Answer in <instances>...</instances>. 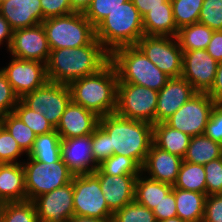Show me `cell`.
<instances>
[{
	"label": "cell",
	"instance_id": "d6986e66",
	"mask_svg": "<svg viewBox=\"0 0 222 222\" xmlns=\"http://www.w3.org/2000/svg\"><path fill=\"white\" fill-rule=\"evenodd\" d=\"M183 159L177 155L157 147L152 143L145 161L141 167V172L146 177L174 185L177 180L180 166Z\"/></svg>",
	"mask_w": 222,
	"mask_h": 222
},
{
	"label": "cell",
	"instance_id": "1f68e13d",
	"mask_svg": "<svg viewBox=\"0 0 222 222\" xmlns=\"http://www.w3.org/2000/svg\"><path fill=\"white\" fill-rule=\"evenodd\" d=\"M0 124L12 135L27 155L32 149L37 137L32 129L22 122L14 113L0 117Z\"/></svg>",
	"mask_w": 222,
	"mask_h": 222
},
{
	"label": "cell",
	"instance_id": "f5cc1de1",
	"mask_svg": "<svg viewBox=\"0 0 222 222\" xmlns=\"http://www.w3.org/2000/svg\"><path fill=\"white\" fill-rule=\"evenodd\" d=\"M74 12L84 13L92 0H69Z\"/></svg>",
	"mask_w": 222,
	"mask_h": 222
},
{
	"label": "cell",
	"instance_id": "60d3db41",
	"mask_svg": "<svg viewBox=\"0 0 222 222\" xmlns=\"http://www.w3.org/2000/svg\"><path fill=\"white\" fill-rule=\"evenodd\" d=\"M92 153L98 166L112 156L110 136L100 125L92 133Z\"/></svg>",
	"mask_w": 222,
	"mask_h": 222
},
{
	"label": "cell",
	"instance_id": "ab89813d",
	"mask_svg": "<svg viewBox=\"0 0 222 222\" xmlns=\"http://www.w3.org/2000/svg\"><path fill=\"white\" fill-rule=\"evenodd\" d=\"M198 22L214 31L222 30V0H204Z\"/></svg>",
	"mask_w": 222,
	"mask_h": 222
},
{
	"label": "cell",
	"instance_id": "b9f144b4",
	"mask_svg": "<svg viewBox=\"0 0 222 222\" xmlns=\"http://www.w3.org/2000/svg\"><path fill=\"white\" fill-rule=\"evenodd\" d=\"M206 195L222 194V160L221 158L212 160L204 164Z\"/></svg>",
	"mask_w": 222,
	"mask_h": 222
},
{
	"label": "cell",
	"instance_id": "7bdbcfd3",
	"mask_svg": "<svg viewBox=\"0 0 222 222\" xmlns=\"http://www.w3.org/2000/svg\"><path fill=\"white\" fill-rule=\"evenodd\" d=\"M19 100L5 73L0 69V117L13 113Z\"/></svg>",
	"mask_w": 222,
	"mask_h": 222
},
{
	"label": "cell",
	"instance_id": "4fadbf2b",
	"mask_svg": "<svg viewBox=\"0 0 222 222\" xmlns=\"http://www.w3.org/2000/svg\"><path fill=\"white\" fill-rule=\"evenodd\" d=\"M1 70L20 99L48 81L46 64L38 61L12 57L8 65Z\"/></svg>",
	"mask_w": 222,
	"mask_h": 222
},
{
	"label": "cell",
	"instance_id": "11a10c76",
	"mask_svg": "<svg viewBox=\"0 0 222 222\" xmlns=\"http://www.w3.org/2000/svg\"><path fill=\"white\" fill-rule=\"evenodd\" d=\"M157 222H186L184 220H181L179 217H172L166 220H162V221H157Z\"/></svg>",
	"mask_w": 222,
	"mask_h": 222
},
{
	"label": "cell",
	"instance_id": "f6af8a7d",
	"mask_svg": "<svg viewBox=\"0 0 222 222\" xmlns=\"http://www.w3.org/2000/svg\"><path fill=\"white\" fill-rule=\"evenodd\" d=\"M40 2L42 22L47 18L74 13L69 0H40Z\"/></svg>",
	"mask_w": 222,
	"mask_h": 222
},
{
	"label": "cell",
	"instance_id": "3957f363",
	"mask_svg": "<svg viewBox=\"0 0 222 222\" xmlns=\"http://www.w3.org/2000/svg\"><path fill=\"white\" fill-rule=\"evenodd\" d=\"M118 75L109 61L97 73L71 82V100L96 113L99 117L115 113Z\"/></svg>",
	"mask_w": 222,
	"mask_h": 222
},
{
	"label": "cell",
	"instance_id": "d4e9b609",
	"mask_svg": "<svg viewBox=\"0 0 222 222\" xmlns=\"http://www.w3.org/2000/svg\"><path fill=\"white\" fill-rule=\"evenodd\" d=\"M190 139L188 134L170 127L166 122L153 125V143L182 159L187 152Z\"/></svg>",
	"mask_w": 222,
	"mask_h": 222
},
{
	"label": "cell",
	"instance_id": "816d5d0a",
	"mask_svg": "<svg viewBox=\"0 0 222 222\" xmlns=\"http://www.w3.org/2000/svg\"><path fill=\"white\" fill-rule=\"evenodd\" d=\"M13 36V29L11 28L8 21L0 13V45L7 42V49H9Z\"/></svg>",
	"mask_w": 222,
	"mask_h": 222
},
{
	"label": "cell",
	"instance_id": "2e32d148",
	"mask_svg": "<svg viewBox=\"0 0 222 222\" xmlns=\"http://www.w3.org/2000/svg\"><path fill=\"white\" fill-rule=\"evenodd\" d=\"M218 62L206 50L183 51L181 77L197 92H207L213 85Z\"/></svg>",
	"mask_w": 222,
	"mask_h": 222
},
{
	"label": "cell",
	"instance_id": "db71d44e",
	"mask_svg": "<svg viewBox=\"0 0 222 222\" xmlns=\"http://www.w3.org/2000/svg\"><path fill=\"white\" fill-rule=\"evenodd\" d=\"M68 222H104L98 218L74 215Z\"/></svg>",
	"mask_w": 222,
	"mask_h": 222
},
{
	"label": "cell",
	"instance_id": "c3c4849f",
	"mask_svg": "<svg viewBox=\"0 0 222 222\" xmlns=\"http://www.w3.org/2000/svg\"><path fill=\"white\" fill-rule=\"evenodd\" d=\"M206 51L217 61L222 62V30L213 31Z\"/></svg>",
	"mask_w": 222,
	"mask_h": 222
},
{
	"label": "cell",
	"instance_id": "30bf717a",
	"mask_svg": "<svg viewBox=\"0 0 222 222\" xmlns=\"http://www.w3.org/2000/svg\"><path fill=\"white\" fill-rule=\"evenodd\" d=\"M136 46L170 78L181 77L183 51L177 37L143 35Z\"/></svg>",
	"mask_w": 222,
	"mask_h": 222
},
{
	"label": "cell",
	"instance_id": "e0dca14e",
	"mask_svg": "<svg viewBox=\"0 0 222 222\" xmlns=\"http://www.w3.org/2000/svg\"><path fill=\"white\" fill-rule=\"evenodd\" d=\"M61 159L74 176L93 173L98 165L92 153V134L61 139Z\"/></svg>",
	"mask_w": 222,
	"mask_h": 222
},
{
	"label": "cell",
	"instance_id": "d6a6232c",
	"mask_svg": "<svg viewBox=\"0 0 222 222\" xmlns=\"http://www.w3.org/2000/svg\"><path fill=\"white\" fill-rule=\"evenodd\" d=\"M93 173L120 176L140 175L142 172L141 166L134 159L113 154L102 162Z\"/></svg>",
	"mask_w": 222,
	"mask_h": 222
},
{
	"label": "cell",
	"instance_id": "f1b7e54d",
	"mask_svg": "<svg viewBox=\"0 0 222 222\" xmlns=\"http://www.w3.org/2000/svg\"><path fill=\"white\" fill-rule=\"evenodd\" d=\"M27 157L38 162L52 163L61 160V137L56 130L38 135Z\"/></svg>",
	"mask_w": 222,
	"mask_h": 222
},
{
	"label": "cell",
	"instance_id": "603a6c76",
	"mask_svg": "<svg viewBox=\"0 0 222 222\" xmlns=\"http://www.w3.org/2000/svg\"><path fill=\"white\" fill-rule=\"evenodd\" d=\"M0 197L5 203L27 200L22 163L0 164Z\"/></svg>",
	"mask_w": 222,
	"mask_h": 222
},
{
	"label": "cell",
	"instance_id": "ac0fdd59",
	"mask_svg": "<svg viewBox=\"0 0 222 222\" xmlns=\"http://www.w3.org/2000/svg\"><path fill=\"white\" fill-rule=\"evenodd\" d=\"M197 91L184 78H170L166 85L158 91L155 124L165 122Z\"/></svg>",
	"mask_w": 222,
	"mask_h": 222
},
{
	"label": "cell",
	"instance_id": "d590c367",
	"mask_svg": "<svg viewBox=\"0 0 222 222\" xmlns=\"http://www.w3.org/2000/svg\"><path fill=\"white\" fill-rule=\"evenodd\" d=\"M13 113L38 136L55 130L53 125L44 117V115L28 108L19 100Z\"/></svg>",
	"mask_w": 222,
	"mask_h": 222
},
{
	"label": "cell",
	"instance_id": "7dc6e473",
	"mask_svg": "<svg viewBox=\"0 0 222 222\" xmlns=\"http://www.w3.org/2000/svg\"><path fill=\"white\" fill-rule=\"evenodd\" d=\"M203 222H222V194L207 196Z\"/></svg>",
	"mask_w": 222,
	"mask_h": 222
},
{
	"label": "cell",
	"instance_id": "f546056e",
	"mask_svg": "<svg viewBox=\"0 0 222 222\" xmlns=\"http://www.w3.org/2000/svg\"><path fill=\"white\" fill-rule=\"evenodd\" d=\"M212 29L201 23L181 27L177 39L182 51L206 50L213 34Z\"/></svg>",
	"mask_w": 222,
	"mask_h": 222
},
{
	"label": "cell",
	"instance_id": "e575fe53",
	"mask_svg": "<svg viewBox=\"0 0 222 222\" xmlns=\"http://www.w3.org/2000/svg\"><path fill=\"white\" fill-rule=\"evenodd\" d=\"M33 201L7 202L0 214V222H37Z\"/></svg>",
	"mask_w": 222,
	"mask_h": 222
},
{
	"label": "cell",
	"instance_id": "f907efd6",
	"mask_svg": "<svg viewBox=\"0 0 222 222\" xmlns=\"http://www.w3.org/2000/svg\"><path fill=\"white\" fill-rule=\"evenodd\" d=\"M143 17L147 12L156 7H163L167 0H131Z\"/></svg>",
	"mask_w": 222,
	"mask_h": 222
},
{
	"label": "cell",
	"instance_id": "7a4b0ae2",
	"mask_svg": "<svg viewBox=\"0 0 222 222\" xmlns=\"http://www.w3.org/2000/svg\"><path fill=\"white\" fill-rule=\"evenodd\" d=\"M99 125L110 136L112 155L134 159L141 167L153 143V125L116 113L101 116Z\"/></svg>",
	"mask_w": 222,
	"mask_h": 222
},
{
	"label": "cell",
	"instance_id": "ffe728a7",
	"mask_svg": "<svg viewBox=\"0 0 222 222\" xmlns=\"http://www.w3.org/2000/svg\"><path fill=\"white\" fill-rule=\"evenodd\" d=\"M99 116L72 100L55 128L61 139L90 135L99 125Z\"/></svg>",
	"mask_w": 222,
	"mask_h": 222
},
{
	"label": "cell",
	"instance_id": "ee69618b",
	"mask_svg": "<svg viewBox=\"0 0 222 222\" xmlns=\"http://www.w3.org/2000/svg\"><path fill=\"white\" fill-rule=\"evenodd\" d=\"M204 135L222 145V103H215Z\"/></svg>",
	"mask_w": 222,
	"mask_h": 222
},
{
	"label": "cell",
	"instance_id": "bcb514c9",
	"mask_svg": "<svg viewBox=\"0 0 222 222\" xmlns=\"http://www.w3.org/2000/svg\"><path fill=\"white\" fill-rule=\"evenodd\" d=\"M157 221L166 220L177 216L175 203V188L166 194L165 198L153 209Z\"/></svg>",
	"mask_w": 222,
	"mask_h": 222
},
{
	"label": "cell",
	"instance_id": "836d02e7",
	"mask_svg": "<svg viewBox=\"0 0 222 222\" xmlns=\"http://www.w3.org/2000/svg\"><path fill=\"white\" fill-rule=\"evenodd\" d=\"M204 0H171L173 17L178 29L198 23Z\"/></svg>",
	"mask_w": 222,
	"mask_h": 222
},
{
	"label": "cell",
	"instance_id": "f35d334b",
	"mask_svg": "<svg viewBox=\"0 0 222 222\" xmlns=\"http://www.w3.org/2000/svg\"><path fill=\"white\" fill-rule=\"evenodd\" d=\"M24 151L18 145L12 135L0 124V164L4 163H22L21 157Z\"/></svg>",
	"mask_w": 222,
	"mask_h": 222
},
{
	"label": "cell",
	"instance_id": "9f6ffc18",
	"mask_svg": "<svg viewBox=\"0 0 222 222\" xmlns=\"http://www.w3.org/2000/svg\"><path fill=\"white\" fill-rule=\"evenodd\" d=\"M4 206H5V202H4V200L0 197V214H1L2 210L4 209Z\"/></svg>",
	"mask_w": 222,
	"mask_h": 222
},
{
	"label": "cell",
	"instance_id": "8d00e7d4",
	"mask_svg": "<svg viewBox=\"0 0 222 222\" xmlns=\"http://www.w3.org/2000/svg\"><path fill=\"white\" fill-rule=\"evenodd\" d=\"M111 222H157L153 210L135 200L113 213Z\"/></svg>",
	"mask_w": 222,
	"mask_h": 222
},
{
	"label": "cell",
	"instance_id": "5bb4252c",
	"mask_svg": "<svg viewBox=\"0 0 222 222\" xmlns=\"http://www.w3.org/2000/svg\"><path fill=\"white\" fill-rule=\"evenodd\" d=\"M8 51L14 58L46 64L51 50L42 23L13 30Z\"/></svg>",
	"mask_w": 222,
	"mask_h": 222
},
{
	"label": "cell",
	"instance_id": "5b68a950",
	"mask_svg": "<svg viewBox=\"0 0 222 222\" xmlns=\"http://www.w3.org/2000/svg\"><path fill=\"white\" fill-rule=\"evenodd\" d=\"M110 62L117 71L118 83H133L160 91L170 79L136 45L115 49L110 54Z\"/></svg>",
	"mask_w": 222,
	"mask_h": 222
},
{
	"label": "cell",
	"instance_id": "681fc988",
	"mask_svg": "<svg viewBox=\"0 0 222 222\" xmlns=\"http://www.w3.org/2000/svg\"><path fill=\"white\" fill-rule=\"evenodd\" d=\"M206 93L215 101V103H222V62H218L213 85Z\"/></svg>",
	"mask_w": 222,
	"mask_h": 222
},
{
	"label": "cell",
	"instance_id": "cb8c5ba5",
	"mask_svg": "<svg viewBox=\"0 0 222 222\" xmlns=\"http://www.w3.org/2000/svg\"><path fill=\"white\" fill-rule=\"evenodd\" d=\"M144 35L176 37L178 28L173 17L171 0L163 7L151 9L143 16Z\"/></svg>",
	"mask_w": 222,
	"mask_h": 222
},
{
	"label": "cell",
	"instance_id": "4316f807",
	"mask_svg": "<svg viewBox=\"0 0 222 222\" xmlns=\"http://www.w3.org/2000/svg\"><path fill=\"white\" fill-rule=\"evenodd\" d=\"M172 188L170 184L152 180L141 173L136 179L134 200L153 210Z\"/></svg>",
	"mask_w": 222,
	"mask_h": 222
},
{
	"label": "cell",
	"instance_id": "ba28073f",
	"mask_svg": "<svg viewBox=\"0 0 222 222\" xmlns=\"http://www.w3.org/2000/svg\"><path fill=\"white\" fill-rule=\"evenodd\" d=\"M158 91L133 83H118L115 113L121 117L155 124Z\"/></svg>",
	"mask_w": 222,
	"mask_h": 222
},
{
	"label": "cell",
	"instance_id": "83f0119b",
	"mask_svg": "<svg viewBox=\"0 0 222 222\" xmlns=\"http://www.w3.org/2000/svg\"><path fill=\"white\" fill-rule=\"evenodd\" d=\"M222 145L203 135L193 136L190 139L183 161L193 164H207L221 158Z\"/></svg>",
	"mask_w": 222,
	"mask_h": 222
},
{
	"label": "cell",
	"instance_id": "4dcf8cb0",
	"mask_svg": "<svg viewBox=\"0 0 222 222\" xmlns=\"http://www.w3.org/2000/svg\"><path fill=\"white\" fill-rule=\"evenodd\" d=\"M173 188L206 194L205 169L201 164L182 161Z\"/></svg>",
	"mask_w": 222,
	"mask_h": 222
},
{
	"label": "cell",
	"instance_id": "9c48e42d",
	"mask_svg": "<svg viewBox=\"0 0 222 222\" xmlns=\"http://www.w3.org/2000/svg\"><path fill=\"white\" fill-rule=\"evenodd\" d=\"M74 215L111 222L113 212L108 208L99 178L94 173L72 178Z\"/></svg>",
	"mask_w": 222,
	"mask_h": 222
},
{
	"label": "cell",
	"instance_id": "6da1fadb",
	"mask_svg": "<svg viewBox=\"0 0 222 222\" xmlns=\"http://www.w3.org/2000/svg\"><path fill=\"white\" fill-rule=\"evenodd\" d=\"M110 61V54L98 39L76 48L51 50L46 63L48 81L69 85L97 73Z\"/></svg>",
	"mask_w": 222,
	"mask_h": 222
},
{
	"label": "cell",
	"instance_id": "8fae6325",
	"mask_svg": "<svg viewBox=\"0 0 222 222\" xmlns=\"http://www.w3.org/2000/svg\"><path fill=\"white\" fill-rule=\"evenodd\" d=\"M20 100L28 108L44 115L56 128L66 107L71 102V92L67 84L47 81L43 86L27 93Z\"/></svg>",
	"mask_w": 222,
	"mask_h": 222
},
{
	"label": "cell",
	"instance_id": "44dd1931",
	"mask_svg": "<svg viewBox=\"0 0 222 222\" xmlns=\"http://www.w3.org/2000/svg\"><path fill=\"white\" fill-rule=\"evenodd\" d=\"M95 175L99 178L108 208L113 213L134 201L135 183L138 175Z\"/></svg>",
	"mask_w": 222,
	"mask_h": 222
},
{
	"label": "cell",
	"instance_id": "9a60e30c",
	"mask_svg": "<svg viewBox=\"0 0 222 222\" xmlns=\"http://www.w3.org/2000/svg\"><path fill=\"white\" fill-rule=\"evenodd\" d=\"M37 218L43 222H68L74 216L72 182L33 200Z\"/></svg>",
	"mask_w": 222,
	"mask_h": 222
},
{
	"label": "cell",
	"instance_id": "277c9868",
	"mask_svg": "<svg viewBox=\"0 0 222 222\" xmlns=\"http://www.w3.org/2000/svg\"><path fill=\"white\" fill-rule=\"evenodd\" d=\"M143 35V17L131 0L121 4L95 27L96 39L109 54L117 48L136 45Z\"/></svg>",
	"mask_w": 222,
	"mask_h": 222
},
{
	"label": "cell",
	"instance_id": "52a82bcc",
	"mask_svg": "<svg viewBox=\"0 0 222 222\" xmlns=\"http://www.w3.org/2000/svg\"><path fill=\"white\" fill-rule=\"evenodd\" d=\"M23 160L27 200L51 192L72 182L73 174L61 159L58 162L44 163L31 158Z\"/></svg>",
	"mask_w": 222,
	"mask_h": 222
},
{
	"label": "cell",
	"instance_id": "7c38bea8",
	"mask_svg": "<svg viewBox=\"0 0 222 222\" xmlns=\"http://www.w3.org/2000/svg\"><path fill=\"white\" fill-rule=\"evenodd\" d=\"M214 105L206 92H197L165 122L190 137L203 135Z\"/></svg>",
	"mask_w": 222,
	"mask_h": 222
},
{
	"label": "cell",
	"instance_id": "7402d4cb",
	"mask_svg": "<svg viewBox=\"0 0 222 222\" xmlns=\"http://www.w3.org/2000/svg\"><path fill=\"white\" fill-rule=\"evenodd\" d=\"M0 13L13 30L42 23L40 0H2Z\"/></svg>",
	"mask_w": 222,
	"mask_h": 222
},
{
	"label": "cell",
	"instance_id": "74e56055",
	"mask_svg": "<svg viewBox=\"0 0 222 222\" xmlns=\"http://www.w3.org/2000/svg\"><path fill=\"white\" fill-rule=\"evenodd\" d=\"M127 1L128 0H92L83 14L90 23L96 27L108 14Z\"/></svg>",
	"mask_w": 222,
	"mask_h": 222
},
{
	"label": "cell",
	"instance_id": "484cf974",
	"mask_svg": "<svg viewBox=\"0 0 222 222\" xmlns=\"http://www.w3.org/2000/svg\"><path fill=\"white\" fill-rule=\"evenodd\" d=\"M207 195L175 188L177 217L186 222L203 221Z\"/></svg>",
	"mask_w": 222,
	"mask_h": 222
},
{
	"label": "cell",
	"instance_id": "8992f818",
	"mask_svg": "<svg viewBox=\"0 0 222 222\" xmlns=\"http://www.w3.org/2000/svg\"><path fill=\"white\" fill-rule=\"evenodd\" d=\"M42 26L50 50L82 47L96 38L95 27L79 12L47 18Z\"/></svg>",
	"mask_w": 222,
	"mask_h": 222
}]
</instances>
